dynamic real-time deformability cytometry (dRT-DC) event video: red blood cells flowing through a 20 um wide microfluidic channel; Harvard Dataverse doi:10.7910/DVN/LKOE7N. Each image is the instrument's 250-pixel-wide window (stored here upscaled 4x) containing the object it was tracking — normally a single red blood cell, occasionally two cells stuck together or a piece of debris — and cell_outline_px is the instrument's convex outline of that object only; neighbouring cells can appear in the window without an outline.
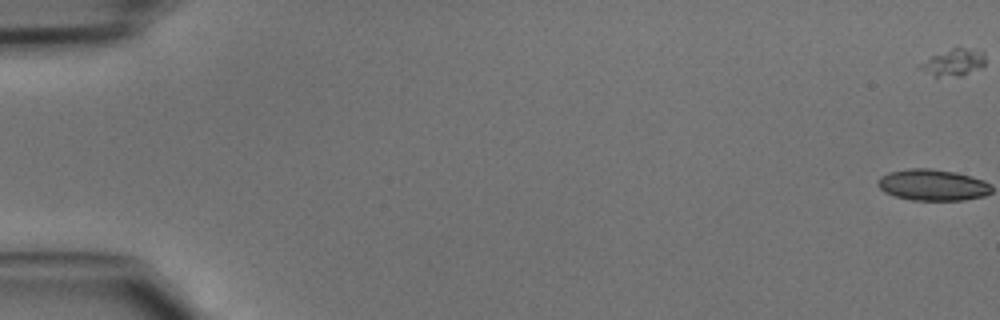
{"species": "common noctule bat (a hibernating species)", "species_latin": "Nyctalus noctula", "temperature_condition": "cold", "stored_images_in_passage": 19, "segment_of_instrument_passage": [1, 2], "camera_frame_rate_fps": 3000, "um_per_image_px": 0.085, "animal": {"sex": "male", "body_mass_g": 15.6}, "frame": {"image": 1, "passage_image": 1, "time_ms": 0.0, "image_size_px": [1000, 320], "cell_outline_px": [[984, 64], [980, 68], [964, 76], [932, 76], [916, 68], [916, 64], [932, 56], [952, 48], [976, 48], [984, 56]], "centroid_in_image_um": [80.99, 5.33], "position_along_channel_um": 4.0, "area_um2": 10.35}}